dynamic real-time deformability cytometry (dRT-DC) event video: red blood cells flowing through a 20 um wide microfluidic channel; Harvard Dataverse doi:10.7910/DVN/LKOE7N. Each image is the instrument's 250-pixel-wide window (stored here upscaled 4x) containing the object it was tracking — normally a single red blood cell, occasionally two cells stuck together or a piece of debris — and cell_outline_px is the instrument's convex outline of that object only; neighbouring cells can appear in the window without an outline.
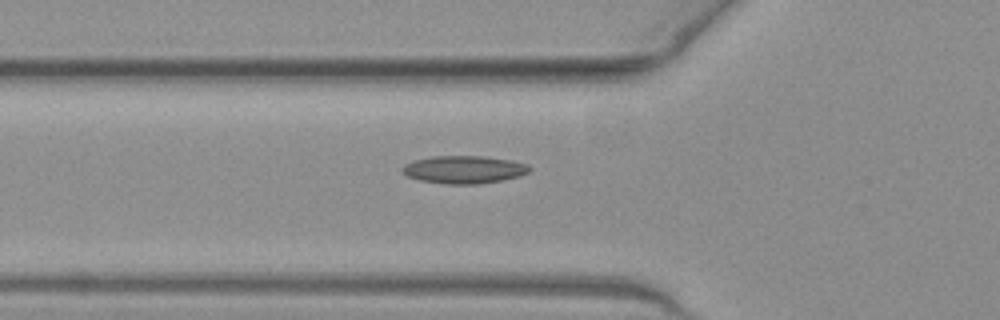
{"species": "common noctule bat (a hibernating species)", "species_latin": "Nyctalus noctula", "temperature_condition": "warm", "stored_images_in_passage": 38, "camera_frame_rate_fps": 3000, "um_per_image_px": 0.085, "animal": {"sex": "female", "body_mass_g": 19.3, "forearm_length_mm": 54.1}, "frame": {"image": 1, "passage_image": 6, "time_ms": 1.667, "image_size_px": [1000, 320], "cell_outline_px": [[532, 168], [528, 172], [520, 176], [504, 180], [480, 184], [448, 184], [420, 180], [408, 176], [400, 168], [404, 164], [412, 160], [432, 156], [484, 156], [512, 160], [528, 164]], "centroid_in_image_um": [39.46, 14.41], "position_along_channel_um": 86.3, "area_um2": 20.75}}
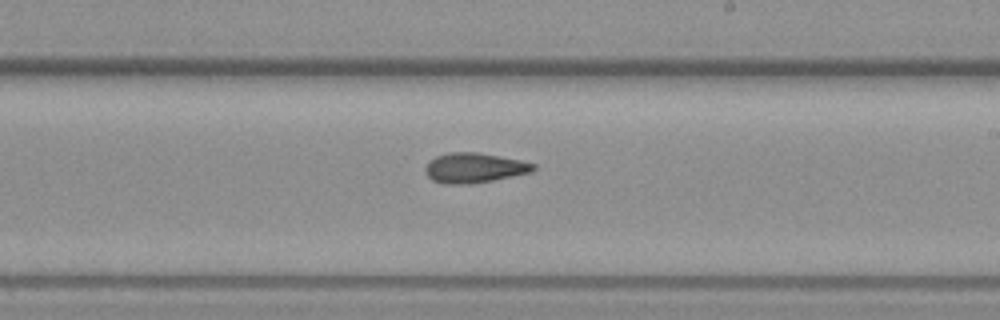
{"frame": {"image": 2, "passage_image": 18, "time_ms": 5.667, "image_size_px": [1000, 320], "cell_outline_px": [[536, 168], [532, 172], [492, 180], [468, 184], [444, 184], [432, 180], [428, 176], [424, 168], [436, 156], [448, 152], [476, 152], [520, 160], [536, 164]], "centroid_in_image_um": [40.31, 14.27], "position_along_channel_um": 248.7, "area_um2": 18.67}}
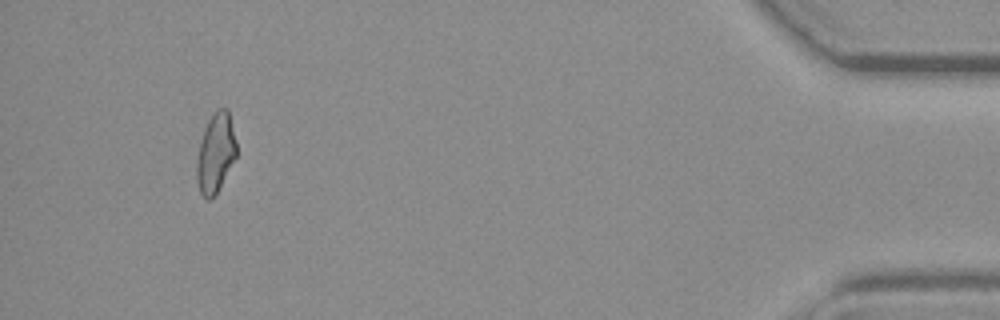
{"frame": {"image": 3, "passage_image": 36, "time_ms": 11.667, "image_size_px": [1000, 320], "cell_outline_px": [[236, 156], [216, 192], [208, 200], [200, 192], [196, 180], [196, 160], [204, 128], [212, 112], [216, 108], [228, 108], [236, 140]], "centroid_in_image_um": [18.31, 12.93], "position_along_channel_um": 416.9, "area_um2": 18.21}}